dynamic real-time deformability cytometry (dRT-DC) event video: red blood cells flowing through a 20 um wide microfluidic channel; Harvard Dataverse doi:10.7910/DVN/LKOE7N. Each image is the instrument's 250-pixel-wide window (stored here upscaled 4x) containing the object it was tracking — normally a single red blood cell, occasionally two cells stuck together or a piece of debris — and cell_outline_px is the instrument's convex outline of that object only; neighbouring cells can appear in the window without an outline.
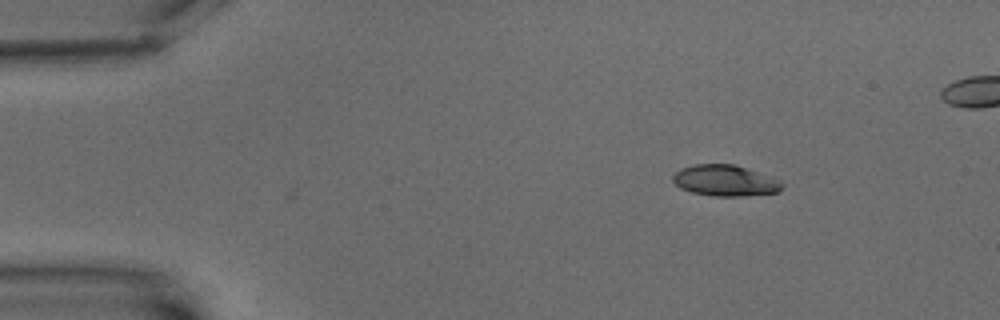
{"species": "common noctule bat (a hibernating species)", "species_latin": "Nyctalus noctula", "temperature_condition": "warm", "stored_images_in_passage": 4, "camera_frame_rate_fps": 3000, "um_per_image_px": 0.085, "animal": {"sex": "male", "body_mass_g": 15.6}, "frame": {"image": 1, "passage_image": 4, "time_ms": 4.333, "image_size_px": [1000, 320], "cell_outline_px": [[784, 184], [776, 192], [740, 196], [712, 196], [692, 192], [680, 188], [672, 180], [672, 176], [680, 168], [692, 164], [732, 164], [780, 180]], "centroid_in_image_um": [61.57, 15.35], "position_along_channel_um": 23.4, "area_um2": 19.48}}